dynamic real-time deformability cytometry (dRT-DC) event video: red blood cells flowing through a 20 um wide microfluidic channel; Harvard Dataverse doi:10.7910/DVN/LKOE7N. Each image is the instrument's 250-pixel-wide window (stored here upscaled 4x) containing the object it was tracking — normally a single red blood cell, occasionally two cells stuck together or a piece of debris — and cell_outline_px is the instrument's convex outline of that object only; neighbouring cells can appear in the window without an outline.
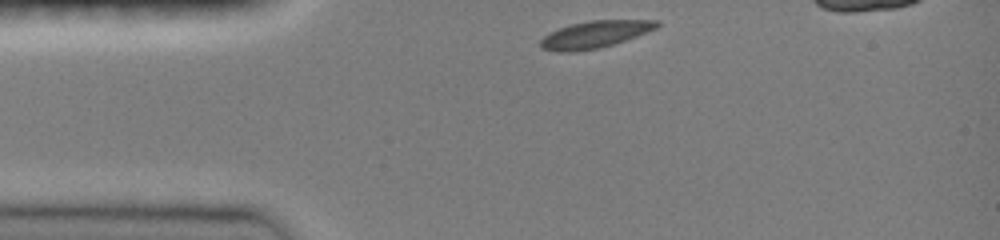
{"species": "common noctule bat (a hibernating species)", "species_latin": "Nyctalus noctula", "temperature_condition": "room temperature", "stored_images_in_passage": 38, "camera_frame_rate_fps": 3000, "um_per_image_px": 0.085, "animal": {"sex": "female", "body_mass_g": 19.0, "forearm_length_mm": 51.5}, "frame": {"image": 1, "passage_image": 1, "time_ms": 0.0, "image_size_px": [1000, 240], "cell_outline_px": [[660, 24], [656, 28], [648, 32], [600, 48], [572, 52], [556, 52], [540, 48], [540, 40], [548, 32], [572, 24], [588, 20], [660, 20]], "centroid_in_image_um": [50.54, 2.93], "position_along_channel_um": 34.5, "area_um2": 18.38}}
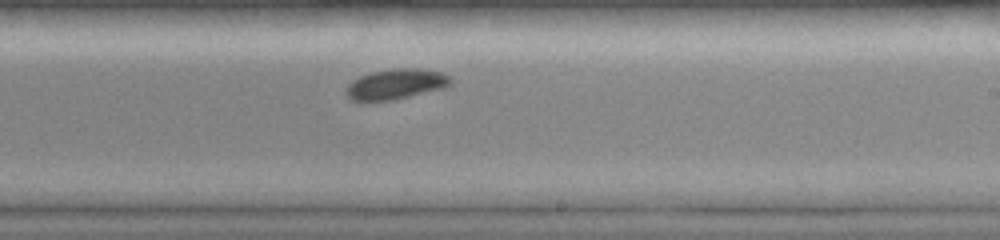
{"frame": {"image": 2, "passage_image": 20, "time_ms": 6.333, "image_size_px": [1000, 240], "cell_outline_px": [[452, 84], [444, 88], [392, 100], [348, 100], [344, 92], [344, 88], [352, 80], [360, 76], [372, 72], [392, 68], [416, 68], [444, 72], [452, 80]], "centroid_in_image_um": [33.63, 7.14], "position_along_channel_um": 255.4, "area_um2": 18.61}}
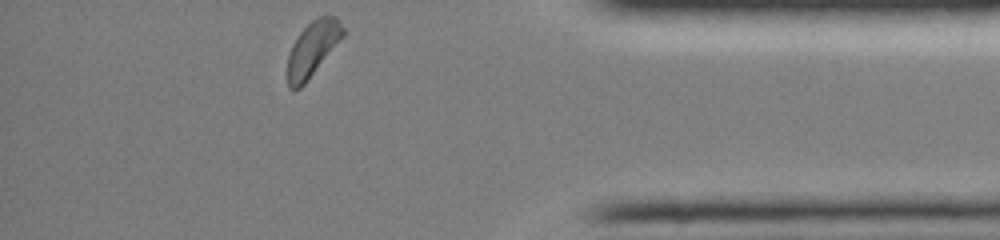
{"frame": {"image": 3, "passage_image": 37, "time_ms": 10.667, "image_size_px": [1000, 240], "cell_outline_px": [[344, 36], [304, 84], [300, 88], [288, 88], [288, 56], [292, 44], [300, 32], [316, 16], [336, 16], [344, 28]], "centroid_in_image_um": [26.58, 4.11], "position_along_channel_um": 408.6, "area_um2": 17.46}, "authors_computed_cell_mechanics": {"area_um2": 18.2648, "velocity_mm_per_s": 3.9689, "shape_relaxation_time_tau1_ms": 1.7083, "shape_relaxation_time_tau2_ms": null, "deformation_change_tau1": 0.091, "deformation_change_tau2": null}}